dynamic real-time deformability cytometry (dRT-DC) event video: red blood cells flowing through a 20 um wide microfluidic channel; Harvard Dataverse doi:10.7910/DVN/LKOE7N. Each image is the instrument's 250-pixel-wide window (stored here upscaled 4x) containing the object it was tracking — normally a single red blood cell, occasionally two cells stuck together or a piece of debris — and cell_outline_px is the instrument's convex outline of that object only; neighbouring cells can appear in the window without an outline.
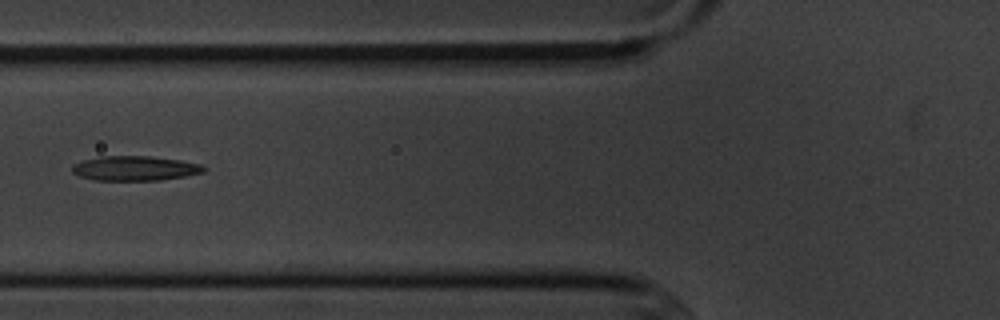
{"species": "common noctule bat (a hibernating species)", "species_latin": "Nyctalus noctula", "temperature_condition": "cold", "stored_images_in_passage": 6, "camera_frame_rate_fps": 3000, "um_per_image_px": 0.085, "animal": {"sex": "male", "body_mass_g": 20.1, "forearm_length_mm": 53.5}, "frame": {"image": 1, "passage_image": 6, "time_ms": 6.667, "image_size_px": [1000, 320], "cell_outline_px": [[204, 172], [184, 176], [160, 180], [92, 180], [80, 176], [72, 172], [72, 164], [84, 160], [100, 156], [148, 156], [180, 160], [200, 164], [204, 168]], "centroid_in_image_um": [11.42, 14.3], "position_along_channel_um": 114.4, "area_um2": 18.79}}